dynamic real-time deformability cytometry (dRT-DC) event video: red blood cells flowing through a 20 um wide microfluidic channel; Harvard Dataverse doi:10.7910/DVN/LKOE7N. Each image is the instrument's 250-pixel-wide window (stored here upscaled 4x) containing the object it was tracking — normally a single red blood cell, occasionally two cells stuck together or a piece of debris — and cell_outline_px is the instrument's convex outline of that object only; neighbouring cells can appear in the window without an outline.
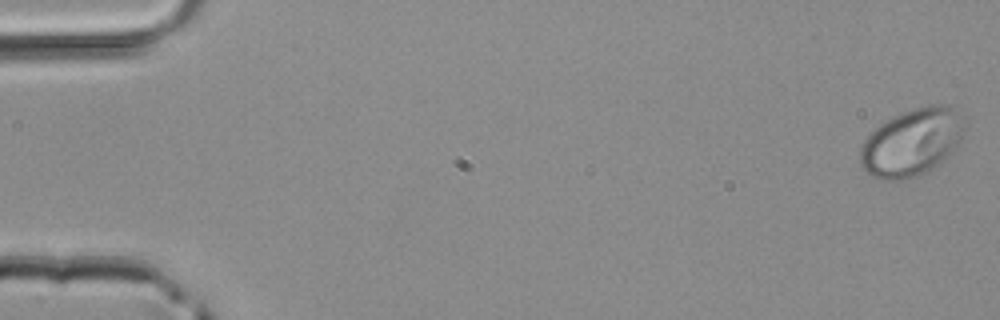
{"species": "common noctule bat (a hibernating species)", "species_latin": "Nyctalus noctula", "temperature_condition": "room temperature", "stored_images_in_passage": 3, "camera_frame_rate_fps": 3000, "um_per_image_px": 0.085, "animal": {"sex": "male", "body_mass_g": 20.4}, "frame": {"image": 1, "passage_image": 1, "time_ms": 0.0, "image_size_px": [1000, 320], "cell_outline_px": [[964, 132], [956, 148], [944, 160], [928, 172], [920, 176], [908, 180], [880, 180], [864, 172], [860, 164], [860, 148], [864, 140], [880, 124], [892, 116], [928, 104], [944, 104], [952, 108], [964, 116]], "centroid_in_image_um": [77.51, 12.13], "position_along_channel_um": 7.5, "area_um2": 41.44}}
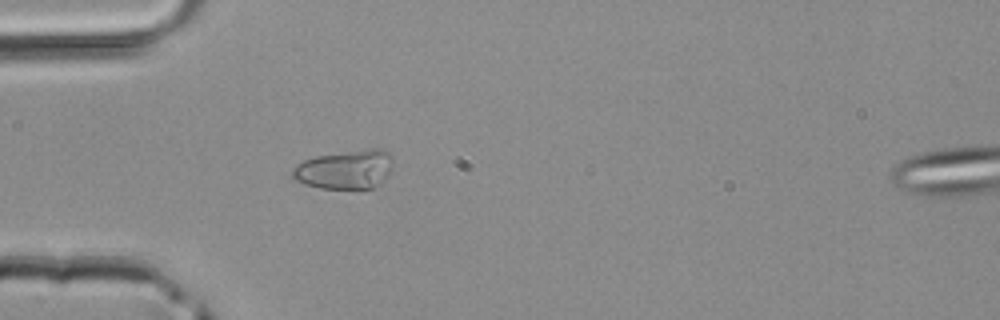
{"frame": {"image": 2, "passage_image": 3, "time_ms": 0.667, "image_size_px": [1000, 320], "cell_outline_px": [[392, 168], [388, 176], [380, 184], [372, 188], [320, 188], [304, 184], [296, 180], [292, 176], [292, 168], [296, 164], [304, 160], [316, 156], [368, 148], [384, 148], [392, 156]], "centroid_in_image_um": [29.36, 14.39], "position_along_channel_um": 55.6, "area_um2": 23.06}}